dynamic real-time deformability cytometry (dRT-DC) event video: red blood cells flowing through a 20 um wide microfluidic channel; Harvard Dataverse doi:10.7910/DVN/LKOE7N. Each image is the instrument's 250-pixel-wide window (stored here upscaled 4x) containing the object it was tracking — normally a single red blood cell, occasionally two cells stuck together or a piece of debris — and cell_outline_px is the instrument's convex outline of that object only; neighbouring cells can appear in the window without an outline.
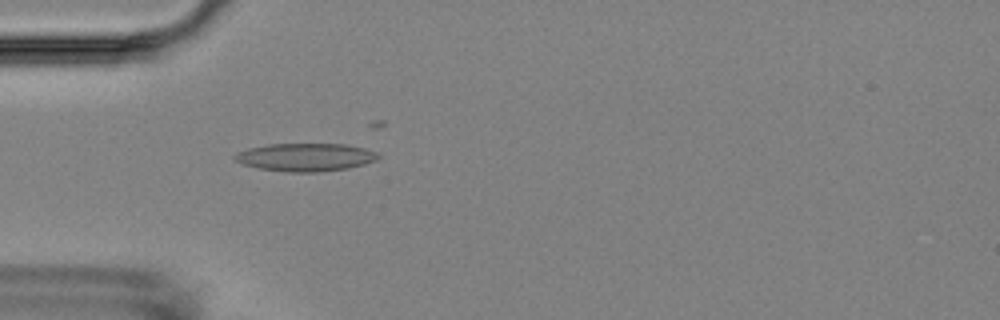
{"species": "Egyptian fruit bat (a non-hibernating species)", "species_latin": "Rousettus aegyptiacus", "temperature_condition": "room temperature", "stored_images_in_passage": 6, "camera_frame_rate_fps": 3000, "um_per_image_px": 0.085, "animal": {"sex": "female"}, "frame": {"image": 1, "passage_image": 6, "time_ms": 5.667, "image_size_px": [1000, 320], "cell_outline_px": [[380, 156], [376, 160], [364, 164], [348, 168], [316, 172], [288, 172], [260, 168], [244, 164], [236, 160], [232, 156], [236, 152], [248, 148], [268, 144], [344, 144], [364, 148], [376, 152]], "centroid_in_image_um": [25.96, 13.35], "position_along_channel_um": 59.0, "area_um2": 23.24}}